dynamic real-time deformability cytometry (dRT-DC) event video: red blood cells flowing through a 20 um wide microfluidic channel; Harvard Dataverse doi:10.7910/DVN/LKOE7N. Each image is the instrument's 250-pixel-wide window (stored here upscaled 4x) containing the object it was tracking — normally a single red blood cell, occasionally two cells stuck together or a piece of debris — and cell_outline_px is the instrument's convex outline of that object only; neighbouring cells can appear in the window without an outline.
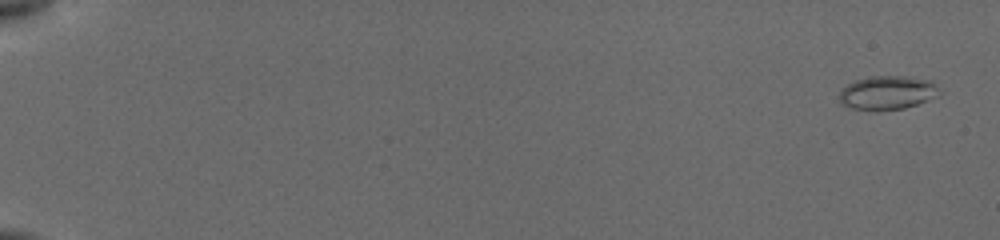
{"species": "common noctule bat (a hibernating species)", "species_latin": "Nyctalus noctula", "temperature_condition": "cold", "stored_images_in_passage": 65, "camera_frame_rate_fps": 3000, "um_per_image_px": 0.085, "animal": {"sex": "female", "body_mass_g": 19.5, "forearm_length_mm": 54.1}, "frame": {"image": 1, "passage_image": 5, "time_ms": 0.667, "image_size_px": [1000, 240], "cell_outline_px": [[940, 96], [904, 108], [852, 108], [840, 104], [836, 96], [840, 88], [856, 80], [868, 76], [904, 76], [928, 80], [940, 92]], "centroid_in_image_um": [75.35, 7.85], "position_along_channel_um": 9.6, "area_um2": 19.31}}
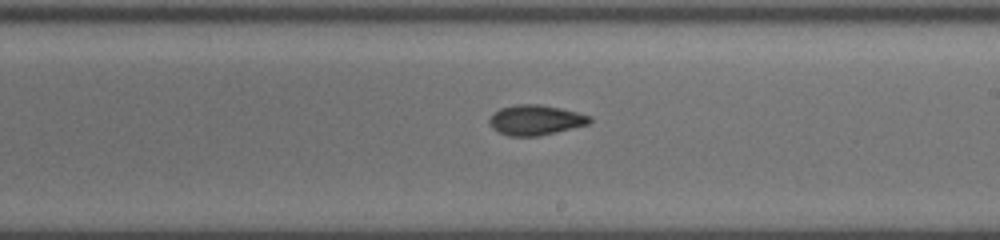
{"frame": {"image": 2, "passage_image": 47, "time_ms": 11.667, "image_size_px": [1000, 240], "cell_outline_px": [[592, 120], [588, 124], [556, 132], [536, 136], [508, 136], [492, 128], [488, 120], [500, 108], [516, 104], [540, 104], [560, 108], [592, 116]], "centroid_in_image_um": [45.53, 10.2], "position_along_channel_um": 243.5, "area_um2": 17.46}}
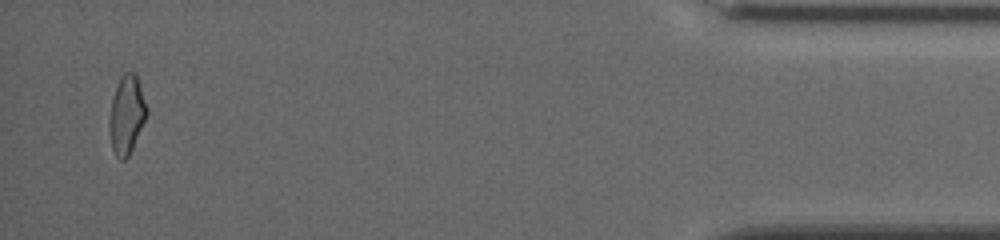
{"frame": {"image": 3, "passage_image": 65, "time_ms": 18.0, "image_size_px": [1000, 240], "cell_outline_px": [[148, 112], [132, 148], [128, 156], [124, 160], [120, 160], [116, 156], [112, 148], [112, 100], [120, 76], [124, 72], [136, 72], [148, 108]], "centroid_in_image_um": [10.83, 9.69], "position_along_channel_um": 424.4, "area_um2": 16.3}, "authors_computed_cell_mechanics": {"area_um2": 18.0914, "velocity_mm_per_s": 3.8844, "shape_relaxation_time_tau1_ms": 6.0404, "shape_relaxation_time_tau2_ms": 4.7759, "deformation_change_tau1": 0.1456, "deformation_change_tau2": 0.1015}}